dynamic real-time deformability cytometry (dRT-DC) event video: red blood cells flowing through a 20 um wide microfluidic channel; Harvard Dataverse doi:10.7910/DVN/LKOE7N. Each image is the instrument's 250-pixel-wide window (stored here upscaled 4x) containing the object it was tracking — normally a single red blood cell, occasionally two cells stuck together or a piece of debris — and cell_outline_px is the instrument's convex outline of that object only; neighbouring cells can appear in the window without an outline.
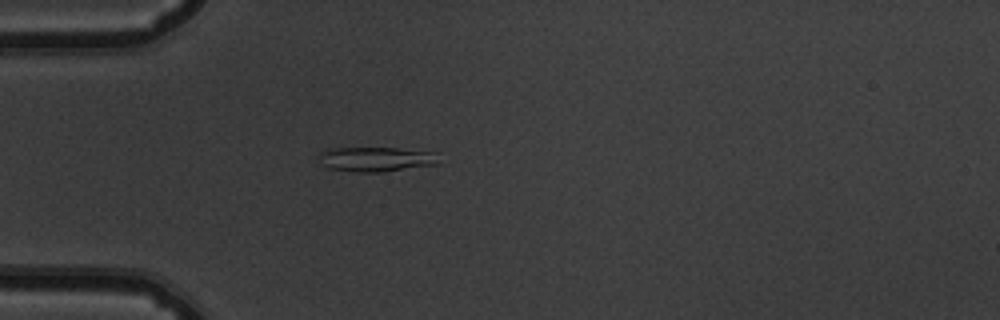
{"species": "common noctule bat (a hibernating species)", "species_latin": "Nyctalus noctula", "temperature_condition": "warm", "stored_images_in_passage": 39, "camera_frame_rate_fps": 3000, "um_per_image_px": 0.085, "animal": {"sex": "male", "body_mass_g": 19.5, "forearm_length_mm": 54.6}, "frame": {"image": 1, "passage_image": 1, "time_ms": 0.0, "image_size_px": [1000, 320], "cell_outline_px": [[440, 164], [384, 172], [356, 172], [328, 168], [320, 164], [320, 152], [328, 148], [396, 148], [436, 152]], "centroid_in_image_um": [31.98, 13.54], "position_along_channel_um": 53.0, "area_um2": 17.46}}
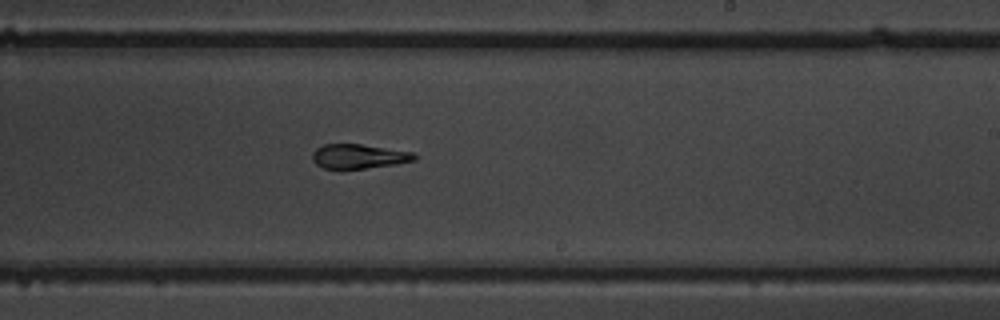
{"frame": {"image": 2, "passage_image": 18, "time_ms": 5.667, "image_size_px": [1000, 320], "cell_outline_px": [[416, 160], [396, 164], [364, 168], [324, 168], [316, 164], [312, 160], [312, 152], [316, 148], [324, 144], [360, 144], [412, 152], [416, 156]], "centroid_in_image_um": [30.47, 13.28], "position_along_channel_um": 258.5, "area_um2": 14.33}}
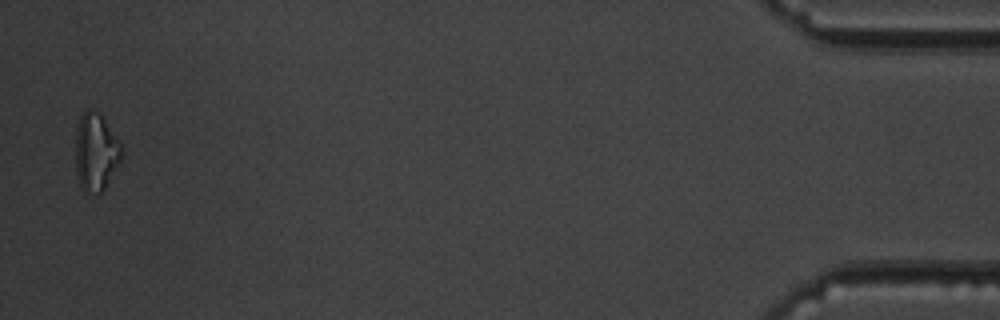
{"frame": {"image": 3, "passage_image": 38, "time_ms": 12.333, "image_size_px": [1000, 320], "cell_outline_px": [[124, 156], [104, 188], [100, 192], [84, 192], [80, 188], [76, 172], [76, 128], [80, 116], [88, 108], [96, 112], [104, 120], [120, 144]], "centroid_in_image_um": [8.13, 12.95], "position_along_channel_um": 427.1, "area_um2": 20.58}, "authors_computed_cell_mechanics": {"area_um2": 15.8372, "velocity_mm_per_s": 3.8108, "shape_relaxation_time_tau1_ms": null, "shape_relaxation_time_tau2_ms": 2.8933, "deformation_change_tau1": null, "deformation_change_tau2": 0.1092}}